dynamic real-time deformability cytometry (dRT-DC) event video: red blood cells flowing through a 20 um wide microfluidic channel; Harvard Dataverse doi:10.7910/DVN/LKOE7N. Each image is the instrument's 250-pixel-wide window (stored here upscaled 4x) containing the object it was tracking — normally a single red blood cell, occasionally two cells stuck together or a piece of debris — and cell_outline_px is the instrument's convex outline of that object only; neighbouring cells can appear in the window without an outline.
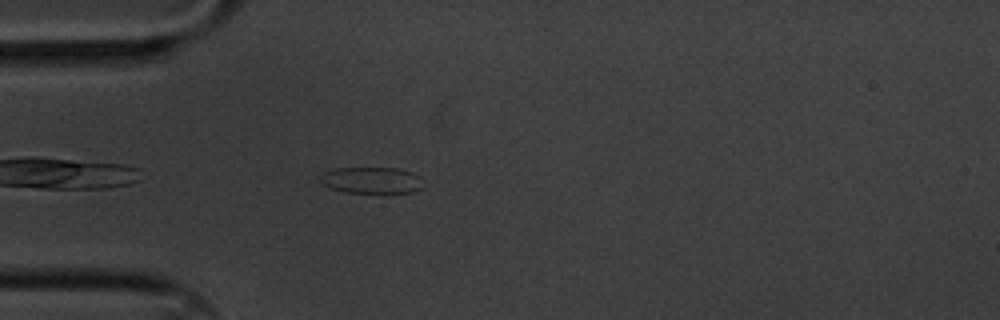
{"species": "common noctule bat (a hibernating species)", "species_latin": "Nyctalus noctula", "temperature_condition": "cold", "stored_images_in_passage": 5, "camera_frame_rate_fps": 3000, "um_per_image_px": 0.085, "animal": {"sex": "male", "body_mass_g": 20.1, "forearm_length_mm": 53.5}, "frame": {"image": 1, "passage_image": 5, "time_ms": 1.333, "image_size_px": [1000, 320], "cell_outline_px": [[420, 188], [412, 192], [380, 196], [344, 192], [332, 188], [324, 184], [316, 176], [324, 172], [336, 168], [396, 168], [412, 172], [420, 176]], "centroid_in_image_um": [31.57, 15.37], "position_along_channel_um": 53.4, "area_um2": 16.59}}